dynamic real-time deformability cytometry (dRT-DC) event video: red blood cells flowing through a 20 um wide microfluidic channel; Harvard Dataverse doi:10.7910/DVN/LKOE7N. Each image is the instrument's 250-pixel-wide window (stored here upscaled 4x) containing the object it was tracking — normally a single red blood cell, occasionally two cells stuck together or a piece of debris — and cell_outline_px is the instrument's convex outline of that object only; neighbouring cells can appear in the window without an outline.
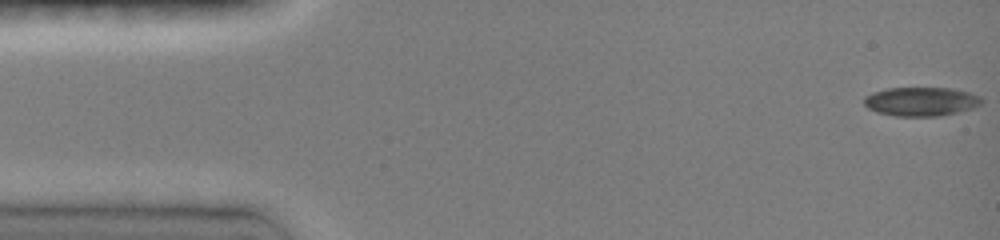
{"species": "common noctule bat (a hibernating species)", "species_latin": "Nyctalus noctula", "temperature_condition": "room temperature", "stored_images_in_passage": 34, "camera_frame_rate_fps": 3000, "um_per_image_px": 0.085, "animal": {"sex": "female", "body_mass_g": 19.0, "forearm_length_mm": 51.5}, "frame": {"image": 1, "passage_image": 1, "time_ms": 0.0, "image_size_px": [1000, 240], "cell_outline_px": [[984, 100], [980, 104], [972, 108], [940, 116], [896, 116], [876, 112], [868, 108], [864, 104], [864, 96], [872, 92], [888, 88], [948, 88], [968, 92], [980, 96]], "centroid_in_image_um": [78.26, 8.63], "position_along_channel_um": 6.7, "area_um2": 19.77}}
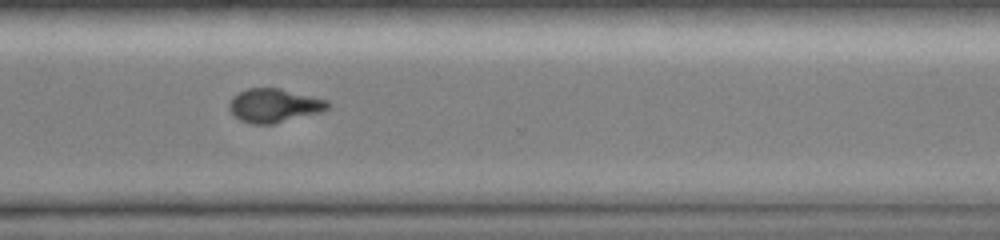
{"frame": {"image": 2, "passage_image": 25, "time_ms": 11.333, "image_size_px": [1000, 240], "cell_outline_px": [[332, 104], [328, 108], [320, 112], [272, 124], [252, 124], [240, 120], [228, 108], [228, 104], [232, 96], [248, 88], [280, 88], [328, 100]], "centroid_in_image_um": [23.3, 8.96], "position_along_channel_um": 347.3, "area_um2": 19.31}}
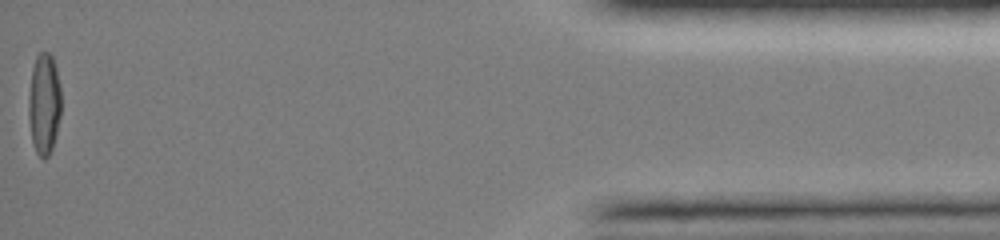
{"frame": {"image": 3, "passage_image": 34, "time_ms": 15.333, "image_size_px": [1000, 240], "cell_outline_px": [[60, 116], [52, 148], [48, 156], [44, 160], [36, 152], [32, 140], [28, 116], [28, 100], [32, 68], [36, 56], [40, 52], [48, 52], [52, 56], [56, 68], [60, 84]], "centroid_in_image_um": [3.74, 8.81], "position_along_channel_um": 431.5, "area_um2": 19.19}, "authors_computed_cell_mechanics": {"area_um2": 19.941, "velocity_mm_per_s": 4.0755, "shape_relaxation_time_tau1_ms": 6.8053, "shape_relaxation_time_tau2_ms": 4.5831, "deformation_change_tau1": 0.1999, "deformation_change_tau2": 0.084}}